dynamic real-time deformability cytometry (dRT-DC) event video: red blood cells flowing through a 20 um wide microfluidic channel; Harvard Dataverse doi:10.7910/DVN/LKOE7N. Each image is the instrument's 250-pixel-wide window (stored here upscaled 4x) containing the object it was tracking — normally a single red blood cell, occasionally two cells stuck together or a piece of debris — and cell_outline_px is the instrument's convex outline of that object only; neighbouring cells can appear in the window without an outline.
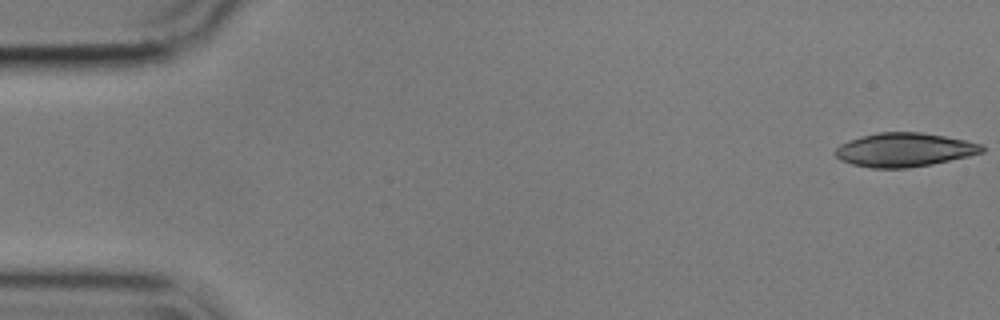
{"species": "common noctule bat (a hibernating species)", "species_latin": "Nyctalus noctula", "temperature_condition": "cold", "stored_images_in_passage": 6, "camera_frame_rate_fps": 3000, "um_per_image_px": 0.085, "animal": {"sex": "male", "body_mass_g": 17.9}, "frame": {"image": 1, "passage_image": 1, "time_ms": 0.0, "image_size_px": [1000, 320], "cell_outline_px": [[984, 152], [968, 156], [932, 164], [908, 168], [872, 168], [852, 164], [840, 160], [836, 156], [836, 148], [840, 144], [864, 136], [880, 132], [920, 132], [944, 136], [984, 144]], "centroid_in_image_um": [76.9, 12.74], "position_along_channel_um": 8.1, "area_um2": 28.67}}